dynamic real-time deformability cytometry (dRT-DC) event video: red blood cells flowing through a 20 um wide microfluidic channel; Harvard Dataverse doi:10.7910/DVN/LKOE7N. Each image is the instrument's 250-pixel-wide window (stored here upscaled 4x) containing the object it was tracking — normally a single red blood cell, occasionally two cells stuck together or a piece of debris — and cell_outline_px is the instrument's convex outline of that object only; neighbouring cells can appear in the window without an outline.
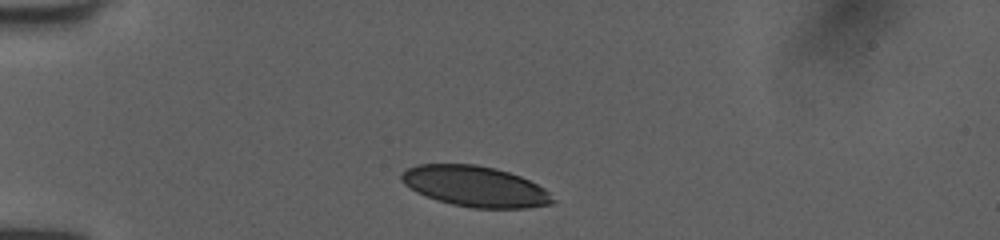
{"species": "human", "species_latin": "Homo sapiens", "temperature_condition": "room temperature", "stored_images_in_passage": 34, "camera_frame_rate_fps": 3000, "um_per_image_px": 0.085, "donor": {"sex": "female"}, "frame": {"image": 1, "passage_image": 1, "time_ms": 0.0, "image_size_px": [1000, 240], "cell_outline_px": [[556, 200], [552, 204], [528, 208], [472, 208], [452, 204], [436, 200], [416, 192], [404, 184], [400, 180], [400, 172], [416, 164], [476, 164], [496, 168], [520, 176], [544, 188]], "centroid_in_image_um": [40.36, 15.84], "position_along_channel_um": 44.6, "area_um2": 36.01}}
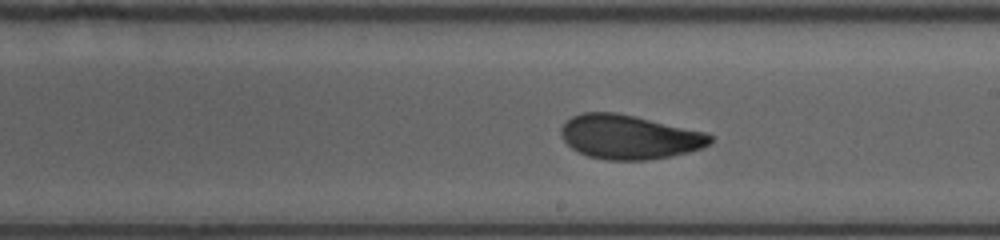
{"frame": {"image": 2, "passage_image": 18, "time_ms": 5.667, "image_size_px": [1000, 240], "cell_outline_px": [[712, 140], [708, 144], [700, 148], [688, 152], [672, 156], [648, 160], [608, 160], [588, 156], [572, 148], [564, 140], [560, 132], [560, 128], [572, 116], [584, 112], [616, 112], [636, 116], [708, 132], [712, 136]], "centroid_in_image_um": [53.5, 11.63], "position_along_channel_um": 235.5, "area_um2": 38.44}}
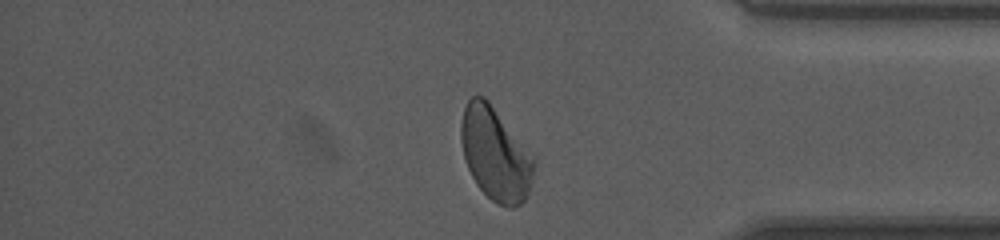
{"frame": {"image": 3, "passage_image": 31, "time_ms": 10.0, "image_size_px": [1000, 240], "cell_outline_px": [[536, 164], [532, 180], [528, 192], [524, 200], [520, 204], [512, 208], [508, 208], [496, 204], [476, 184], [468, 168], [464, 156], [460, 140], [460, 124], [464, 108], [468, 100], [472, 96], [484, 96], [488, 100], [536, 156]], "centroid_in_image_um": [42.13, 13.08], "position_along_channel_um": 393.1, "area_um2": 40.06}, "authors_computed_cell_mechanics": {"area_um2": 38.2636, "velocity_mm_per_s": 3.9962, "shape_relaxation_time_tau1_ms": 4.4998, "shape_relaxation_time_tau2_ms": 1.4107, "deformation_change_tau1": 0.1454, "deformation_change_tau2": 0.0692}}